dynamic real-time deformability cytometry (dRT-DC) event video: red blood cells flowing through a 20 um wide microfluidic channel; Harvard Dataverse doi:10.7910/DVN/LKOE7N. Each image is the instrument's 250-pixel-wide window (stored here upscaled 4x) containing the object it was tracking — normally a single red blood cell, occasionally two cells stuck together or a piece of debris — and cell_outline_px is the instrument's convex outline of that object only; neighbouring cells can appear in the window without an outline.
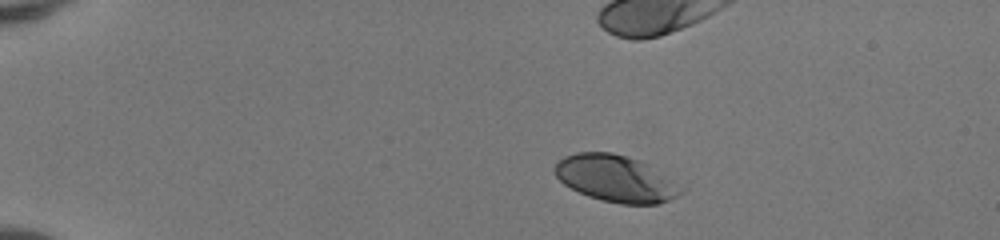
{"species": "human", "species_latin": "Homo sapiens", "temperature_condition": "room temperature", "stored_images_in_passage": 41, "camera_frame_rate_fps": 3000, "um_per_image_px": 0.085, "donor": {"sex": "female"}, "frame": {"image": 1, "passage_image": 1, "time_ms": 0.0, "image_size_px": [1000, 240], "cell_outline_px": [[688, 188], [684, 192], [668, 200], [656, 204], [620, 204], [588, 196], [564, 184], [556, 176], [552, 168], [564, 156], [576, 152], [612, 152], [640, 160], [688, 184]], "centroid_in_image_um": [52.47, 15.17], "position_along_channel_um": 32.5, "area_um2": 35.14}, "authors_computed_cell_mechanics": {"area_um2": 36.414, "velocity_mm_per_s": 4.1682, "shape_relaxation_time_tau1_ms": 3.2327, "shape_relaxation_time_tau2_ms": null, "deformation_change_tau1": 0.2022, "deformation_change_tau2": null}}